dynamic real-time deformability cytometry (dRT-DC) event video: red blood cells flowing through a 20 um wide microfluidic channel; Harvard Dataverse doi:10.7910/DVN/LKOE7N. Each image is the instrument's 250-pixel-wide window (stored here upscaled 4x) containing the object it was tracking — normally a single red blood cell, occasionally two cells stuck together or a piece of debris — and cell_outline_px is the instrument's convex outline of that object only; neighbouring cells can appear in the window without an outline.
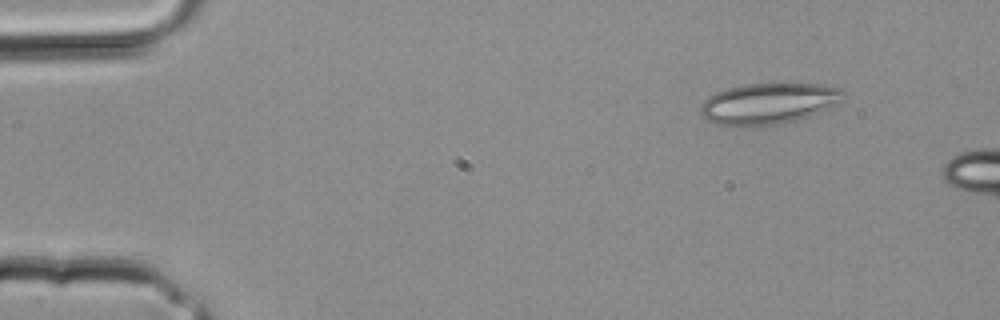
{"species": "common noctule bat (a hibernating species)", "species_latin": "Nyctalus noctula", "temperature_condition": "room temperature", "stored_images_in_passage": 3, "camera_frame_rate_fps": 3000, "um_per_image_px": 0.085, "animal": {"sex": "male", "body_mass_g": 20.4}, "frame": {"image": 1, "passage_image": 1, "time_ms": 0.0, "image_size_px": [1000, 320], "cell_outline_px": [[844, 92], [840, 100], [836, 104], [812, 116], [780, 124], [716, 124], [708, 120], [700, 112], [700, 104], [708, 96], [716, 92], [728, 88], [744, 84], [820, 84], [844, 88]], "centroid_in_image_um": [65.35, 8.77], "position_along_channel_um": 19.6, "area_um2": 33.64}}